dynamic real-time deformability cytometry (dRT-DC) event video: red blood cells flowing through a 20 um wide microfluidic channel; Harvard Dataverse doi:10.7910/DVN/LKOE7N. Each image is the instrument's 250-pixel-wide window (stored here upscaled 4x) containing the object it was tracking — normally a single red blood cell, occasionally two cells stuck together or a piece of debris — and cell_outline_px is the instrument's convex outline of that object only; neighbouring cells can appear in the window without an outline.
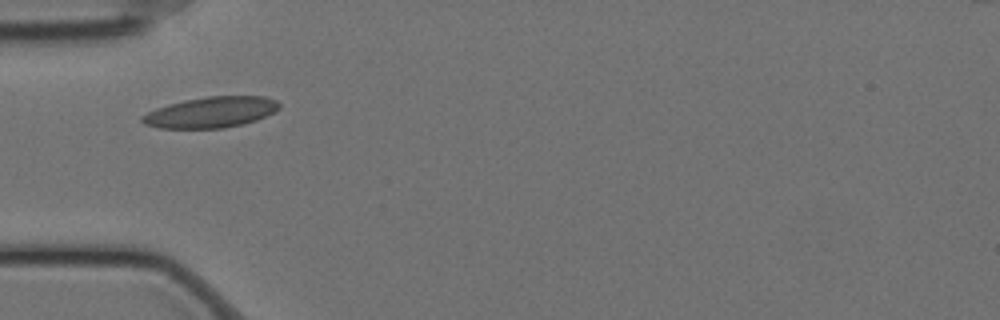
{"species": "Egyptian fruit bat (a non-hibernating species)", "species_latin": "Rousettus aegyptiacus", "temperature_condition": "cold", "stored_images_in_passage": 3, "camera_frame_rate_fps": 3000, "um_per_image_px": 0.085, "animal": {"sex": "female"}, "frame": {"image": 1, "passage_image": 1, "time_ms": 0.0, "image_size_px": [1000, 320], "cell_outline_px": [[280, 108], [256, 120], [224, 128], [160, 128], [144, 124], [140, 120], [140, 116], [156, 108], [168, 104], [184, 100], [208, 96], [264, 96], [276, 100], [280, 104]], "centroid_in_image_um": [17.9, 9.53], "position_along_channel_um": 67.1, "area_um2": 24.51}}